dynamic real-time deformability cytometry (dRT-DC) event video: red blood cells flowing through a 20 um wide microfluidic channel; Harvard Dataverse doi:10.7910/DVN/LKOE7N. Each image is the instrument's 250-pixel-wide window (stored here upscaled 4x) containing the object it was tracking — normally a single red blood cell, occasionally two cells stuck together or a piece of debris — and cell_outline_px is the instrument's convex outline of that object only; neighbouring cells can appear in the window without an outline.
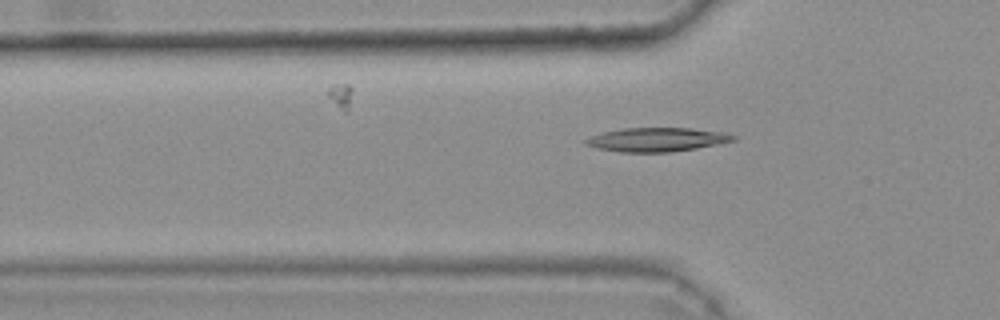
{"species": "common noctule bat (a hibernating species)", "species_latin": "Nyctalus noctula", "temperature_condition": "warm", "stored_images_in_passage": 49, "camera_frame_rate_fps": 3000, "um_per_image_px": 0.085, "animal": {"sex": "female", "body_mass_g": 25.1}, "frame": {"image": 1, "passage_image": 17, "time_ms": 5.333, "image_size_px": [1000, 320], "cell_outline_px": [[736, 140], [696, 148], [672, 152], [620, 152], [596, 148], [584, 144], [584, 140], [592, 136], [604, 132], [624, 128], [692, 128], [728, 132], [736, 136]], "centroid_in_image_um": [55.87, 11.86], "position_along_channel_um": 69.9, "area_um2": 20.58}}
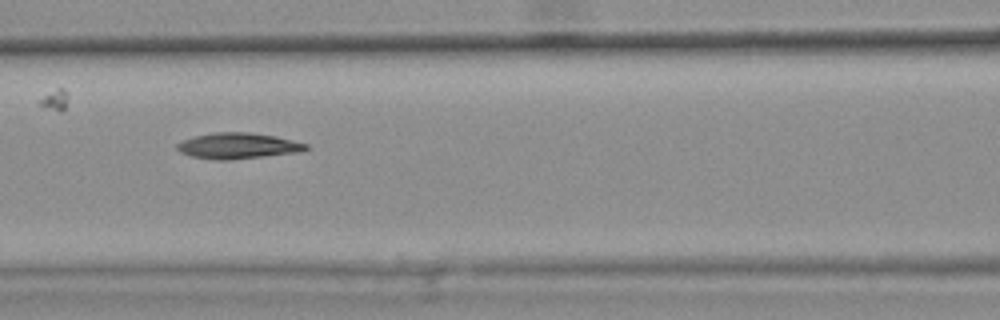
{"frame": {"image": 2, "passage_image": 23, "time_ms": 7.333, "image_size_px": [1000, 320], "cell_outline_px": [[312, 148], [300, 152], [228, 160], [216, 160], [192, 156], [180, 152], [176, 148], [176, 144], [184, 140], [196, 136], [212, 132], [248, 132], [276, 136], [308, 144]], "centroid_in_image_um": [20.26, 12.39], "position_along_channel_um": 146.3, "area_um2": 19.42}}
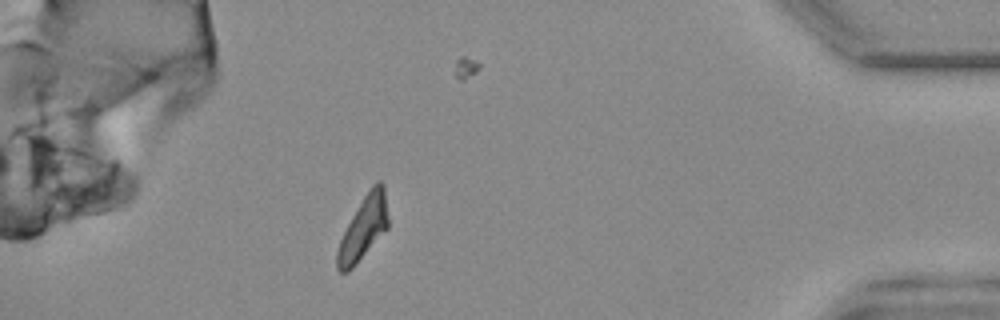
{"frame": {"image": 3, "passage_image": 47, "time_ms": 15.333, "image_size_px": [1000, 320], "cell_outline_px": [[388, 228], [352, 268], [348, 272], [340, 272], [336, 268], [336, 252], [340, 240], [352, 216], [364, 196], [372, 184], [376, 180], [380, 180], [384, 184], [388, 216]], "centroid_in_image_um": [30.89, 19.37], "position_along_channel_um": 404.3, "area_um2": 18.61}, "authors_computed_cell_mechanics": {"area_um2": 19.3052, "velocity_mm_per_s": 3.8027, "shape_relaxation_time_tau1_ms": 8.8002, "shape_relaxation_time_tau2_ms": null, "deformation_change_tau1": 0.2169, "deformation_change_tau2": null}}